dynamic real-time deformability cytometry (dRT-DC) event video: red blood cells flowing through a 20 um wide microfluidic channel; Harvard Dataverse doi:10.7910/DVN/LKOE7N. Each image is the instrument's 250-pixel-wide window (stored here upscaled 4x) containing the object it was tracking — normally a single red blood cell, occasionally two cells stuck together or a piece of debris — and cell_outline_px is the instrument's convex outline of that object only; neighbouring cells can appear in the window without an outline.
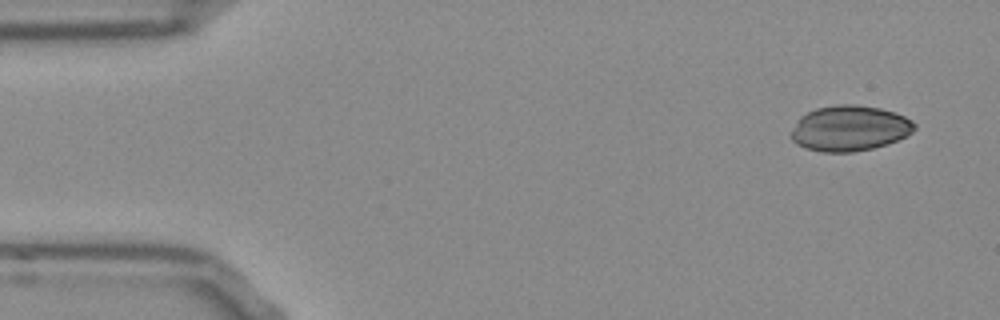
{"species": "Egyptian fruit bat (a non-hibernating species)", "species_latin": "Rousettus aegyptiacus", "temperature_condition": "room temperature", "stored_images_in_passage": 47, "camera_frame_rate_fps": 3000, "um_per_image_px": 0.085, "frame": {"image": 1, "passage_image": 1, "time_ms": 0.0, "image_size_px": [1000, 320], "cell_outline_px": [[916, 128], [908, 136], [888, 144], [872, 148], [852, 152], [820, 152], [796, 144], [792, 140], [792, 132], [800, 116], [816, 108], [836, 104], [856, 104], [880, 108], [904, 116], [912, 120], [916, 124]], "centroid_in_image_um": [72.25, 10.9], "position_along_channel_um": 12.8, "area_um2": 32.71}}
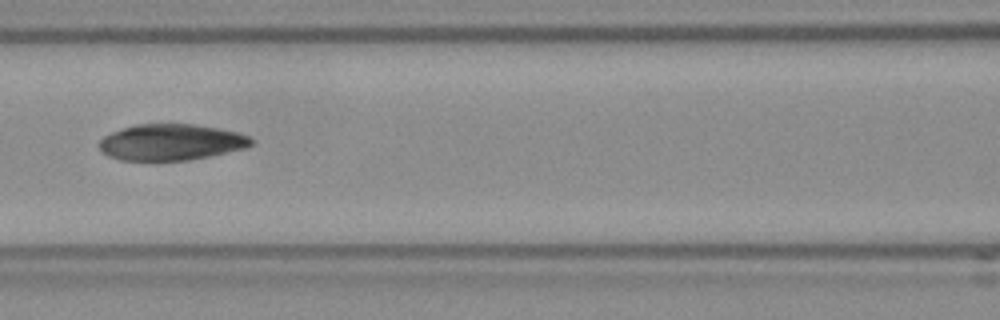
{"frame": {"image": 2, "passage_image": 20, "time_ms": 6.333, "image_size_px": [1000, 320], "cell_outline_px": [[252, 144], [244, 148], [208, 156], [188, 160], [120, 160], [108, 156], [100, 152], [96, 144], [104, 136], [112, 132], [136, 124], [192, 124], [216, 128], [236, 132], [248, 136], [252, 140]], "centroid_in_image_um": [14.46, 12.09], "position_along_channel_um": 152.1, "area_um2": 31.85}}
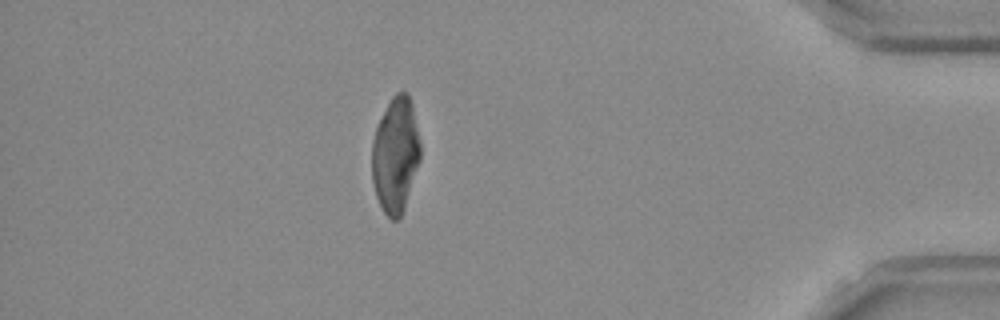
{"frame": {"image": 3, "passage_image": 43, "time_ms": 14.0, "image_size_px": [1000, 320], "cell_outline_px": [[420, 160], [400, 220], [392, 220], [384, 212], [376, 196], [372, 180], [372, 140], [376, 128], [392, 96], [396, 92], [408, 92], [412, 104], [420, 140]], "centroid_in_image_um": [33.62, 13.18], "position_along_channel_um": 401.6, "area_um2": 32.48}}